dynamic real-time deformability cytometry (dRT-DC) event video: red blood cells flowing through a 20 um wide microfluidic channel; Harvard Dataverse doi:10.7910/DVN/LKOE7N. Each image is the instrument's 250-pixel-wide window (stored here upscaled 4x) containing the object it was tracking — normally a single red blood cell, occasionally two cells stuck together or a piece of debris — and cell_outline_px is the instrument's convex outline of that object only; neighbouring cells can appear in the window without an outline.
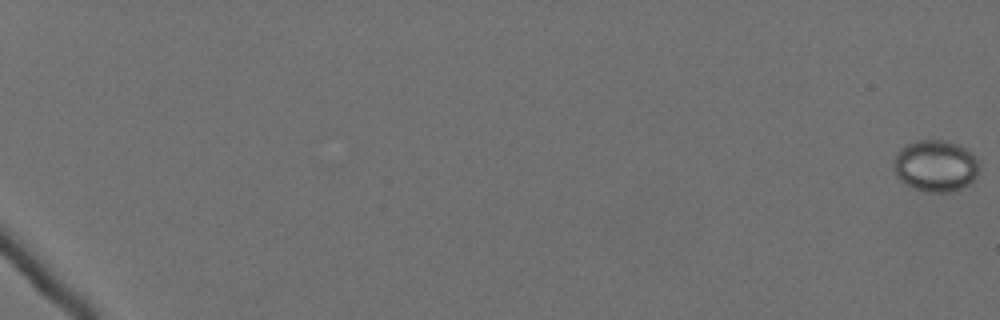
{"species": "Egyptian fruit bat (a non-hibernating species)", "species_latin": "Rousettus aegyptiacus", "temperature_condition": "cold", "stored_images_in_passage": 60, "camera_frame_rate_fps": 3000, "um_per_image_px": 0.085, "animal": {"sex": "female"}, "frame": {"image": 1, "passage_image": 1, "time_ms": 0.0, "image_size_px": [1000, 320], "cell_outline_px": [[980, 168], [976, 176], [968, 184], [960, 188], [948, 192], [924, 192], [912, 188], [904, 184], [900, 180], [896, 172], [892, 160], [896, 152], [900, 148], [916, 140], [944, 140], [960, 144], [976, 156], [980, 164]], "centroid_in_image_um": [79.52, 14.08], "position_along_channel_um": 5.5, "area_um2": 26.07}}
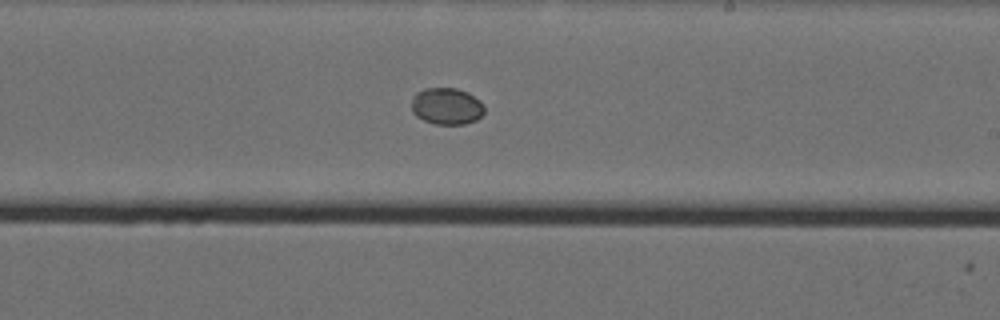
{"frame": {"image": 2, "passage_image": 42, "time_ms": 13.667, "image_size_px": [1000, 320], "cell_outline_px": [[484, 112], [476, 120], [464, 124], [436, 124], [424, 120], [416, 116], [412, 112], [412, 96], [416, 92], [424, 88], [456, 88], [468, 92], [480, 100], [484, 104]], "centroid_in_image_um": [37.96, 9.01], "position_along_channel_um": 251.0, "area_um2": 15.72}}
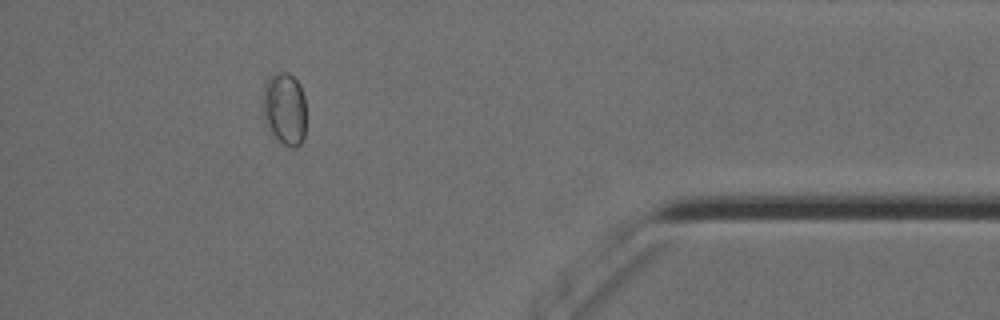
{"frame": {"image": 3, "passage_image": 58, "time_ms": 19.0, "image_size_px": [1000, 320], "cell_outline_px": [[304, 140], [296, 148], [292, 148], [284, 144], [272, 136], [264, 116], [264, 80], [276, 72], [288, 72], [300, 84], [304, 96]], "centroid_in_image_um": [24.19, 9.24], "position_along_channel_um": 411.0, "area_um2": 18.26}}